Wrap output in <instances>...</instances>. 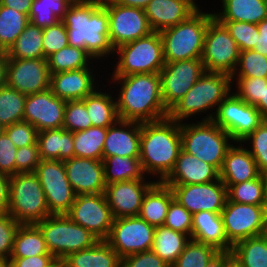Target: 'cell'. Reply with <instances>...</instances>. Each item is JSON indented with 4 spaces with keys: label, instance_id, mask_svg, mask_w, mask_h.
Segmentation results:
<instances>
[{
    "label": "cell",
    "instance_id": "52a82bcc",
    "mask_svg": "<svg viewBox=\"0 0 267 267\" xmlns=\"http://www.w3.org/2000/svg\"><path fill=\"white\" fill-rule=\"evenodd\" d=\"M181 148L188 154L221 170L227 150L235 143L212 120L180 123Z\"/></svg>",
    "mask_w": 267,
    "mask_h": 267
},
{
    "label": "cell",
    "instance_id": "c3c4849f",
    "mask_svg": "<svg viewBox=\"0 0 267 267\" xmlns=\"http://www.w3.org/2000/svg\"><path fill=\"white\" fill-rule=\"evenodd\" d=\"M231 78H232V91L241 100L256 107L260 103L261 99H263L264 83H267V78H258V77L256 78L231 77Z\"/></svg>",
    "mask_w": 267,
    "mask_h": 267
},
{
    "label": "cell",
    "instance_id": "681fc988",
    "mask_svg": "<svg viewBox=\"0 0 267 267\" xmlns=\"http://www.w3.org/2000/svg\"><path fill=\"white\" fill-rule=\"evenodd\" d=\"M92 127L87 108L82 100L66 101L63 128L78 132Z\"/></svg>",
    "mask_w": 267,
    "mask_h": 267
},
{
    "label": "cell",
    "instance_id": "9f6ffc18",
    "mask_svg": "<svg viewBox=\"0 0 267 267\" xmlns=\"http://www.w3.org/2000/svg\"><path fill=\"white\" fill-rule=\"evenodd\" d=\"M15 156V174L34 172L41 161L38 145L18 148Z\"/></svg>",
    "mask_w": 267,
    "mask_h": 267
},
{
    "label": "cell",
    "instance_id": "2e32d148",
    "mask_svg": "<svg viewBox=\"0 0 267 267\" xmlns=\"http://www.w3.org/2000/svg\"><path fill=\"white\" fill-rule=\"evenodd\" d=\"M205 72L201 58L165 62L159 72L165 109L169 112Z\"/></svg>",
    "mask_w": 267,
    "mask_h": 267
},
{
    "label": "cell",
    "instance_id": "9c48e42d",
    "mask_svg": "<svg viewBox=\"0 0 267 267\" xmlns=\"http://www.w3.org/2000/svg\"><path fill=\"white\" fill-rule=\"evenodd\" d=\"M49 252L61 262L69 254L93 247L99 239L66 214L50 215L36 223Z\"/></svg>",
    "mask_w": 267,
    "mask_h": 267
},
{
    "label": "cell",
    "instance_id": "d4e9b609",
    "mask_svg": "<svg viewBox=\"0 0 267 267\" xmlns=\"http://www.w3.org/2000/svg\"><path fill=\"white\" fill-rule=\"evenodd\" d=\"M140 137V122L118 119L107 129L103 157H139Z\"/></svg>",
    "mask_w": 267,
    "mask_h": 267
},
{
    "label": "cell",
    "instance_id": "5bb4252c",
    "mask_svg": "<svg viewBox=\"0 0 267 267\" xmlns=\"http://www.w3.org/2000/svg\"><path fill=\"white\" fill-rule=\"evenodd\" d=\"M45 193L51 215L67 214L74 203L76 193L68 181L64 162L41 160L34 171Z\"/></svg>",
    "mask_w": 267,
    "mask_h": 267
},
{
    "label": "cell",
    "instance_id": "003e7915",
    "mask_svg": "<svg viewBox=\"0 0 267 267\" xmlns=\"http://www.w3.org/2000/svg\"><path fill=\"white\" fill-rule=\"evenodd\" d=\"M7 73V55L5 52H0V88L6 85Z\"/></svg>",
    "mask_w": 267,
    "mask_h": 267
},
{
    "label": "cell",
    "instance_id": "f5cc1de1",
    "mask_svg": "<svg viewBox=\"0 0 267 267\" xmlns=\"http://www.w3.org/2000/svg\"><path fill=\"white\" fill-rule=\"evenodd\" d=\"M42 43L44 59L69 45L67 28L62 20L52 26L43 28Z\"/></svg>",
    "mask_w": 267,
    "mask_h": 267
},
{
    "label": "cell",
    "instance_id": "2644e50d",
    "mask_svg": "<svg viewBox=\"0 0 267 267\" xmlns=\"http://www.w3.org/2000/svg\"><path fill=\"white\" fill-rule=\"evenodd\" d=\"M0 267H11L9 260H0Z\"/></svg>",
    "mask_w": 267,
    "mask_h": 267
},
{
    "label": "cell",
    "instance_id": "680465c9",
    "mask_svg": "<svg viewBox=\"0 0 267 267\" xmlns=\"http://www.w3.org/2000/svg\"><path fill=\"white\" fill-rule=\"evenodd\" d=\"M120 267H171L152 250L121 258Z\"/></svg>",
    "mask_w": 267,
    "mask_h": 267
},
{
    "label": "cell",
    "instance_id": "e7e4bbea",
    "mask_svg": "<svg viewBox=\"0 0 267 267\" xmlns=\"http://www.w3.org/2000/svg\"><path fill=\"white\" fill-rule=\"evenodd\" d=\"M232 256L231 251H219L206 267H226L227 260Z\"/></svg>",
    "mask_w": 267,
    "mask_h": 267
},
{
    "label": "cell",
    "instance_id": "74e56055",
    "mask_svg": "<svg viewBox=\"0 0 267 267\" xmlns=\"http://www.w3.org/2000/svg\"><path fill=\"white\" fill-rule=\"evenodd\" d=\"M231 253L244 267H267V233L237 242Z\"/></svg>",
    "mask_w": 267,
    "mask_h": 267
},
{
    "label": "cell",
    "instance_id": "9a60e30c",
    "mask_svg": "<svg viewBox=\"0 0 267 267\" xmlns=\"http://www.w3.org/2000/svg\"><path fill=\"white\" fill-rule=\"evenodd\" d=\"M155 228L140 216L114 219L110 234L105 241L123 258L151 250Z\"/></svg>",
    "mask_w": 267,
    "mask_h": 267
},
{
    "label": "cell",
    "instance_id": "f35d334b",
    "mask_svg": "<svg viewBox=\"0 0 267 267\" xmlns=\"http://www.w3.org/2000/svg\"><path fill=\"white\" fill-rule=\"evenodd\" d=\"M47 62L50 74H54L88 68L97 61L86 50L68 45L50 55Z\"/></svg>",
    "mask_w": 267,
    "mask_h": 267
},
{
    "label": "cell",
    "instance_id": "ab89813d",
    "mask_svg": "<svg viewBox=\"0 0 267 267\" xmlns=\"http://www.w3.org/2000/svg\"><path fill=\"white\" fill-rule=\"evenodd\" d=\"M108 127H89L73 133L75 157L103 160Z\"/></svg>",
    "mask_w": 267,
    "mask_h": 267
},
{
    "label": "cell",
    "instance_id": "484cf974",
    "mask_svg": "<svg viewBox=\"0 0 267 267\" xmlns=\"http://www.w3.org/2000/svg\"><path fill=\"white\" fill-rule=\"evenodd\" d=\"M219 179V171L197 157L179 152L175 166L162 181L165 185L205 184Z\"/></svg>",
    "mask_w": 267,
    "mask_h": 267
},
{
    "label": "cell",
    "instance_id": "d590c367",
    "mask_svg": "<svg viewBox=\"0 0 267 267\" xmlns=\"http://www.w3.org/2000/svg\"><path fill=\"white\" fill-rule=\"evenodd\" d=\"M52 255L43 234L36 224H20L15 237L11 257Z\"/></svg>",
    "mask_w": 267,
    "mask_h": 267
},
{
    "label": "cell",
    "instance_id": "6125c7cd",
    "mask_svg": "<svg viewBox=\"0 0 267 267\" xmlns=\"http://www.w3.org/2000/svg\"><path fill=\"white\" fill-rule=\"evenodd\" d=\"M259 36H257L255 47L252 49L267 56V18L257 24Z\"/></svg>",
    "mask_w": 267,
    "mask_h": 267
},
{
    "label": "cell",
    "instance_id": "03108f58",
    "mask_svg": "<svg viewBox=\"0 0 267 267\" xmlns=\"http://www.w3.org/2000/svg\"><path fill=\"white\" fill-rule=\"evenodd\" d=\"M115 3L123 6L145 9L151 0H113Z\"/></svg>",
    "mask_w": 267,
    "mask_h": 267
},
{
    "label": "cell",
    "instance_id": "d6986e66",
    "mask_svg": "<svg viewBox=\"0 0 267 267\" xmlns=\"http://www.w3.org/2000/svg\"><path fill=\"white\" fill-rule=\"evenodd\" d=\"M47 59L7 58L6 84L24 95L50 89Z\"/></svg>",
    "mask_w": 267,
    "mask_h": 267
},
{
    "label": "cell",
    "instance_id": "7c38bea8",
    "mask_svg": "<svg viewBox=\"0 0 267 267\" xmlns=\"http://www.w3.org/2000/svg\"><path fill=\"white\" fill-rule=\"evenodd\" d=\"M264 120L255 106L241 100L233 91L219 104L212 118L234 142H242Z\"/></svg>",
    "mask_w": 267,
    "mask_h": 267
},
{
    "label": "cell",
    "instance_id": "f6af8a7d",
    "mask_svg": "<svg viewBox=\"0 0 267 267\" xmlns=\"http://www.w3.org/2000/svg\"><path fill=\"white\" fill-rule=\"evenodd\" d=\"M218 252L213 246L190 239L171 267H206Z\"/></svg>",
    "mask_w": 267,
    "mask_h": 267
},
{
    "label": "cell",
    "instance_id": "4dcf8cb0",
    "mask_svg": "<svg viewBox=\"0 0 267 267\" xmlns=\"http://www.w3.org/2000/svg\"><path fill=\"white\" fill-rule=\"evenodd\" d=\"M106 86L108 85L102 83L101 88L98 87L82 100L93 127H110L119 119L114 90Z\"/></svg>",
    "mask_w": 267,
    "mask_h": 267
},
{
    "label": "cell",
    "instance_id": "cb8c5ba5",
    "mask_svg": "<svg viewBox=\"0 0 267 267\" xmlns=\"http://www.w3.org/2000/svg\"><path fill=\"white\" fill-rule=\"evenodd\" d=\"M198 0H151L144 9L154 32L187 20L199 8Z\"/></svg>",
    "mask_w": 267,
    "mask_h": 267
},
{
    "label": "cell",
    "instance_id": "83f0119b",
    "mask_svg": "<svg viewBox=\"0 0 267 267\" xmlns=\"http://www.w3.org/2000/svg\"><path fill=\"white\" fill-rule=\"evenodd\" d=\"M190 239L213 246L218 251H231L232 249V245L226 238L220 213L209 211L194 213Z\"/></svg>",
    "mask_w": 267,
    "mask_h": 267
},
{
    "label": "cell",
    "instance_id": "94428289",
    "mask_svg": "<svg viewBox=\"0 0 267 267\" xmlns=\"http://www.w3.org/2000/svg\"><path fill=\"white\" fill-rule=\"evenodd\" d=\"M10 176L0 173V213H8Z\"/></svg>",
    "mask_w": 267,
    "mask_h": 267
},
{
    "label": "cell",
    "instance_id": "ee69618b",
    "mask_svg": "<svg viewBox=\"0 0 267 267\" xmlns=\"http://www.w3.org/2000/svg\"><path fill=\"white\" fill-rule=\"evenodd\" d=\"M26 95L7 84L0 88V123L7 127L23 121Z\"/></svg>",
    "mask_w": 267,
    "mask_h": 267
},
{
    "label": "cell",
    "instance_id": "7a4b0ae2",
    "mask_svg": "<svg viewBox=\"0 0 267 267\" xmlns=\"http://www.w3.org/2000/svg\"><path fill=\"white\" fill-rule=\"evenodd\" d=\"M62 21L70 46L86 50L101 64L106 60L110 63L108 57H114V49L109 42L108 12L102 0H75Z\"/></svg>",
    "mask_w": 267,
    "mask_h": 267
},
{
    "label": "cell",
    "instance_id": "4316f807",
    "mask_svg": "<svg viewBox=\"0 0 267 267\" xmlns=\"http://www.w3.org/2000/svg\"><path fill=\"white\" fill-rule=\"evenodd\" d=\"M260 174L249 150L242 142H235L226 152L219 178L224 184H238L253 180Z\"/></svg>",
    "mask_w": 267,
    "mask_h": 267
},
{
    "label": "cell",
    "instance_id": "89a4df30",
    "mask_svg": "<svg viewBox=\"0 0 267 267\" xmlns=\"http://www.w3.org/2000/svg\"><path fill=\"white\" fill-rule=\"evenodd\" d=\"M226 267H244L237 259L231 256L226 263Z\"/></svg>",
    "mask_w": 267,
    "mask_h": 267
},
{
    "label": "cell",
    "instance_id": "277c9868",
    "mask_svg": "<svg viewBox=\"0 0 267 267\" xmlns=\"http://www.w3.org/2000/svg\"><path fill=\"white\" fill-rule=\"evenodd\" d=\"M231 91V75L206 71L169 111L168 117L179 123L196 121L197 115L201 121L212 120L217 107Z\"/></svg>",
    "mask_w": 267,
    "mask_h": 267
},
{
    "label": "cell",
    "instance_id": "bcb514c9",
    "mask_svg": "<svg viewBox=\"0 0 267 267\" xmlns=\"http://www.w3.org/2000/svg\"><path fill=\"white\" fill-rule=\"evenodd\" d=\"M231 77L267 78V56L252 49L240 51L237 66Z\"/></svg>",
    "mask_w": 267,
    "mask_h": 267
},
{
    "label": "cell",
    "instance_id": "44dd1931",
    "mask_svg": "<svg viewBox=\"0 0 267 267\" xmlns=\"http://www.w3.org/2000/svg\"><path fill=\"white\" fill-rule=\"evenodd\" d=\"M66 101L50 89L26 96L23 121L32 124L38 132L63 128Z\"/></svg>",
    "mask_w": 267,
    "mask_h": 267
},
{
    "label": "cell",
    "instance_id": "e575fe53",
    "mask_svg": "<svg viewBox=\"0 0 267 267\" xmlns=\"http://www.w3.org/2000/svg\"><path fill=\"white\" fill-rule=\"evenodd\" d=\"M190 237L166 226H157L154 232L152 251L172 266L184 250Z\"/></svg>",
    "mask_w": 267,
    "mask_h": 267
},
{
    "label": "cell",
    "instance_id": "7bdbcfd3",
    "mask_svg": "<svg viewBox=\"0 0 267 267\" xmlns=\"http://www.w3.org/2000/svg\"><path fill=\"white\" fill-rule=\"evenodd\" d=\"M228 199L232 202L267 205L265 180L262 174L253 180L238 184H225Z\"/></svg>",
    "mask_w": 267,
    "mask_h": 267
},
{
    "label": "cell",
    "instance_id": "603a6c76",
    "mask_svg": "<svg viewBox=\"0 0 267 267\" xmlns=\"http://www.w3.org/2000/svg\"><path fill=\"white\" fill-rule=\"evenodd\" d=\"M63 162L68 181L76 195L105 193L102 161L74 156Z\"/></svg>",
    "mask_w": 267,
    "mask_h": 267
},
{
    "label": "cell",
    "instance_id": "8992f818",
    "mask_svg": "<svg viewBox=\"0 0 267 267\" xmlns=\"http://www.w3.org/2000/svg\"><path fill=\"white\" fill-rule=\"evenodd\" d=\"M116 56V57H115ZM114 59L108 76H127L134 74L159 73L165 65L163 41L159 32L123 44L114 49ZM105 72V73H104ZM108 74V75H107Z\"/></svg>",
    "mask_w": 267,
    "mask_h": 267
},
{
    "label": "cell",
    "instance_id": "6f0895ef",
    "mask_svg": "<svg viewBox=\"0 0 267 267\" xmlns=\"http://www.w3.org/2000/svg\"><path fill=\"white\" fill-rule=\"evenodd\" d=\"M17 147L10 140L9 136L3 132L0 134V173L12 176L15 175V155Z\"/></svg>",
    "mask_w": 267,
    "mask_h": 267
},
{
    "label": "cell",
    "instance_id": "ba28073f",
    "mask_svg": "<svg viewBox=\"0 0 267 267\" xmlns=\"http://www.w3.org/2000/svg\"><path fill=\"white\" fill-rule=\"evenodd\" d=\"M8 214L20 224H36L51 215L45 193L34 172L10 176Z\"/></svg>",
    "mask_w": 267,
    "mask_h": 267
},
{
    "label": "cell",
    "instance_id": "30bf717a",
    "mask_svg": "<svg viewBox=\"0 0 267 267\" xmlns=\"http://www.w3.org/2000/svg\"><path fill=\"white\" fill-rule=\"evenodd\" d=\"M228 242H237L267 233V205L232 202L228 198L220 213Z\"/></svg>",
    "mask_w": 267,
    "mask_h": 267
},
{
    "label": "cell",
    "instance_id": "ffe728a7",
    "mask_svg": "<svg viewBox=\"0 0 267 267\" xmlns=\"http://www.w3.org/2000/svg\"><path fill=\"white\" fill-rule=\"evenodd\" d=\"M97 64L98 61L97 63L94 62V64L88 68L51 74L50 90L55 96L64 101L83 100L98 87H101L102 84L100 83H103L102 80H100L103 75H99L100 72L102 73L103 69H101L100 63L98 64L99 68H96L98 67ZM99 69L101 70L99 71Z\"/></svg>",
    "mask_w": 267,
    "mask_h": 267
},
{
    "label": "cell",
    "instance_id": "a7ac6f4b",
    "mask_svg": "<svg viewBox=\"0 0 267 267\" xmlns=\"http://www.w3.org/2000/svg\"><path fill=\"white\" fill-rule=\"evenodd\" d=\"M256 108L267 119V83H264L263 99H261Z\"/></svg>",
    "mask_w": 267,
    "mask_h": 267
},
{
    "label": "cell",
    "instance_id": "b9f144b4",
    "mask_svg": "<svg viewBox=\"0 0 267 267\" xmlns=\"http://www.w3.org/2000/svg\"><path fill=\"white\" fill-rule=\"evenodd\" d=\"M30 23L29 16L0 4V52H7Z\"/></svg>",
    "mask_w": 267,
    "mask_h": 267
},
{
    "label": "cell",
    "instance_id": "1f68e13d",
    "mask_svg": "<svg viewBox=\"0 0 267 267\" xmlns=\"http://www.w3.org/2000/svg\"><path fill=\"white\" fill-rule=\"evenodd\" d=\"M121 257L105 241L99 240L93 247L69 254L60 267H120Z\"/></svg>",
    "mask_w": 267,
    "mask_h": 267
},
{
    "label": "cell",
    "instance_id": "db71d44e",
    "mask_svg": "<svg viewBox=\"0 0 267 267\" xmlns=\"http://www.w3.org/2000/svg\"><path fill=\"white\" fill-rule=\"evenodd\" d=\"M20 226L10 214L0 213V260H9L13 251L14 237Z\"/></svg>",
    "mask_w": 267,
    "mask_h": 267
},
{
    "label": "cell",
    "instance_id": "6da1fadb",
    "mask_svg": "<svg viewBox=\"0 0 267 267\" xmlns=\"http://www.w3.org/2000/svg\"><path fill=\"white\" fill-rule=\"evenodd\" d=\"M106 78L104 82L108 80L107 87L112 85V89H117L114 95L119 119L144 123L168 117L169 112L161 95L159 73L109 76L110 80Z\"/></svg>",
    "mask_w": 267,
    "mask_h": 267
},
{
    "label": "cell",
    "instance_id": "7402d4cb",
    "mask_svg": "<svg viewBox=\"0 0 267 267\" xmlns=\"http://www.w3.org/2000/svg\"><path fill=\"white\" fill-rule=\"evenodd\" d=\"M152 180H127L106 185L105 196L114 219L139 216L142 200Z\"/></svg>",
    "mask_w": 267,
    "mask_h": 267
},
{
    "label": "cell",
    "instance_id": "3957f363",
    "mask_svg": "<svg viewBox=\"0 0 267 267\" xmlns=\"http://www.w3.org/2000/svg\"><path fill=\"white\" fill-rule=\"evenodd\" d=\"M181 149L179 122L167 117L141 123L139 159L147 177L162 182L173 170Z\"/></svg>",
    "mask_w": 267,
    "mask_h": 267
},
{
    "label": "cell",
    "instance_id": "816d5d0a",
    "mask_svg": "<svg viewBox=\"0 0 267 267\" xmlns=\"http://www.w3.org/2000/svg\"><path fill=\"white\" fill-rule=\"evenodd\" d=\"M193 215L175 198L170 202L164 226L191 238Z\"/></svg>",
    "mask_w": 267,
    "mask_h": 267
},
{
    "label": "cell",
    "instance_id": "836d02e7",
    "mask_svg": "<svg viewBox=\"0 0 267 267\" xmlns=\"http://www.w3.org/2000/svg\"><path fill=\"white\" fill-rule=\"evenodd\" d=\"M104 180L106 185L127 180H151L141 167L139 157H103Z\"/></svg>",
    "mask_w": 267,
    "mask_h": 267
},
{
    "label": "cell",
    "instance_id": "8c879c8a",
    "mask_svg": "<svg viewBox=\"0 0 267 267\" xmlns=\"http://www.w3.org/2000/svg\"><path fill=\"white\" fill-rule=\"evenodd\" d=\"M265 180V189H266V199H267V171L262 174Z\"/></svg>",
    "mask_w": 267,
    "mask_h": 267
},
{
    "label": "cell",
    "instance_id": "753ad0ef",
    "mask_svg": "<svg viewBox=\"0 0 267 267\" xmlns=\"http://www.w3.org/2000/svg\"><path fill=\"white\" fill-rule=\"evenodd\" d=\"M4 132V126L0 123V134Z\"/></svg>",
    "mask_w": 267,
    "mask_h": 267
},
{
    "label": "cell",
    "instance_id": "f907efd6",
    "mask_svg": "<svg viewBox=\"0 0 267 267\" xmlns=\"http://www.w3.org/2000/svg\"><path fill=\"white\" fill-rule=\"evenodd\" d=\"M228 29L231 37L237 43L239 50H251L255 47L259 31L257 24L243 21H219Z\"/></svg>",
    "mask_w": 267,
    "mask_h": 267
},
{
    "label": "cell",
    "instance_id": "d6a6232c",
    "mask_svg": "<svg viewBox=\"0 0 267 267\" xmlns=\"http://www.w3.org/2000/svg\"><path fill=\"white\" fill-rule=\"evenodd\" d=\"M174 194L170 186L156 181L145 193L139 216L154 227L163 226Z\"/></svg>",
    "mask_w": 267,
    "mask_h": 267
},
{
    "label": "cell",
    "instance_id": "ac0fdd59",
    "mask_svg": "<svg viewBox=\"0 0 267 267\" xmlns=\"http://www.w3.org/2000/svg\"><path fill=\"white\" fill-rule=\"evenodd\" d=\"M174 198L192 215L200 211L221 213L227 196V187L220 180L205 184L167 185Z\"/></svg>",
    "mask_w": 267,
    "mask_h": 267
},
{
    "label": "cell",
    "instance_id": "91938a15",
    "mask_svg": "<svg viewBox=\"0 0 267 267\" xmlns=\"http://www.w3.org/2000/svg\"><path fill=\"white\" fill-rule=\"evenodd\" d=\"M11 267H60V262L53 255L31 257H10Z\"/></svg>",
    "mask_w": 267,
    "mask_h": 267
},
{
    "label": "cell",
    "instance_id": "8fae6325",
    "mask_svg": "<svg viewBox=\"0 0 267 267\" xmlns=\"http://www.w3.org/2000/svg\"><path fill=\"white\" fill-rule=\"evenodd\" d=\"M240 55V50L225 25L213 17L208 24L202 62L208 72L232 75Z\"/></svg>",
    "mask_w": 267,
    "mask_h": 267
},
{
    "label": "cell",
    "instance_id": "11a10c76",
    "mask_svg": "<svg viewBox=\"0 0 267 267\" xmlns=\"http://www.w3.org/2000/svg\"><path fill=\"white\" fill-rule=\"evenodd\" d=\"M4 132L17 148L37 144V129L26 121L13 123L4 127Z\"/></svg>",
    "mask_w": 267,
    "mask_h": 267
},
{
    "label": "cell",
    "instance_id": "7dc6e473",
    "mask_svg": "<svg viewBox=\"0 0 267 267\" xmlns=\"http://www.w3.org/2000/svg\"><path fill=\"white\" fill-rule=\"evenodd\" d=\"M242 144L249 150L256 161L261 174L267 171V119H265Z\"/></svg>",
    "mask_w": 267,
    "mask_h": 267
},
{
    "label": "cell",
    "instance_id": "be15d7a7",
    "mask_svg": "<svg viewBox=\"0 0 267 267\" xmlns=\"http://www.w3.org/2000/svg\"><path fill=\"white\" fill-rule=\"evenodd\" d=\"M33 0H0V4L29 16Z\"/></svg>",
    "mask_w": 267,
    "mask_h": 267
},
{
    "label": "cell",
    "instance_id": "60d3db41",
    "mask_svg": "<svg viewBox=\"0 0 267 267\" xmlns=\"http://www.w3.org/2000/svg\"><path fill=\"white\" fill-rule=\"evenodd\" d=\"M75 0H33L30 22L40 28L52 26L62 20Z\"/></svg>",
    "mask_w": 267,
    "mask_h": 267
},
{
    "label": "cell",
    "instance_id": "f1b7e54d",
    "mask_svg": "<svg viewBox=\"0 0 267 267\" xmlns=\"http://www.w3.org/2000/svg\"><path fill=\"white\" fill-rule=\"evenodd\" d=\"M221 9L213 10L218 21H243L258 24L267 18V0H219Z\"/></svg>",
    "mask_w": 267,
    "mask_h": 267
},
{
    "label": "cell",
    "instance_id": "4fadbf2b",
    "mask_svg": "<svg viewBox=\"0 0 267 267\" xmlns=\"http://www.w3.org/2000/svg\"><path fill=\"white\" fill-rule=\"evenodd\" d=\"M109 20V42L113 49L154 32L144 9L102 0Z\"/></svg>",
    "mask_w": 267,
    "mask_h": 267
},
{
    "label": "cell",
    "instance_id": "f546056e",
    "mask_svg": "<svg viewBox=\"0 0 267 267\" xmlns=\"http://www.w3.org/2000/svg\"><path fill=\"white\" fill-rule=\"evenodd\" d=\"M37 144L41 160L65 161L75 156L73 132L64 128L38 132Z\"/></svg>",
    "mask_w": 267,
    "mask_h": 267
},
{
    "label": "cell",
    "instance_id": "8d00e7d4",
    "mask_svg": "<svg viewBox=\"0 0 267 267\" xmlns=\"http://www.w3.org/2000/svg\"><path fill=\"white\" fill-rule=\"evenodd\" d=\"M43 28L33 25L31 22L17 37L14 44L6 52L7 58L15 59H41L43 51Z\"/></svg>",
    "mask_w": 267,
    "mask_h": 267
},
{
    "label": "cell",
    "instance_id": "5b68a950",
    "mask_svg": "<svg viewBox=\"0 0 267 267\" xmlns=\"http://www.w3.org/2000/svg\"><path fill=\"white\" fill-rule=\"evenodd\" d=\"M204 9L200 7L187 20L159 32L165 62L202 58L205 33L214 17L213 10Z\"/></svg>",
    "mask_w": 267,
    "mask_h": 267
},
{
    "label": "cell",
    "instance_id": "e0dca14e",
    "mask_svg": "<svg viewBox=\"0 0 267 267\" xmlns=\"http://www.w3.org/2000/svg\"><path fill=\"white\" fill-rule=\"evenodd\" d=\"M66 215L99 240L108 238L114 220L105 193L76 195Z\"/></svg>",
    "mask_w": 267,
    "mask_h": 267
}]
</instances>
